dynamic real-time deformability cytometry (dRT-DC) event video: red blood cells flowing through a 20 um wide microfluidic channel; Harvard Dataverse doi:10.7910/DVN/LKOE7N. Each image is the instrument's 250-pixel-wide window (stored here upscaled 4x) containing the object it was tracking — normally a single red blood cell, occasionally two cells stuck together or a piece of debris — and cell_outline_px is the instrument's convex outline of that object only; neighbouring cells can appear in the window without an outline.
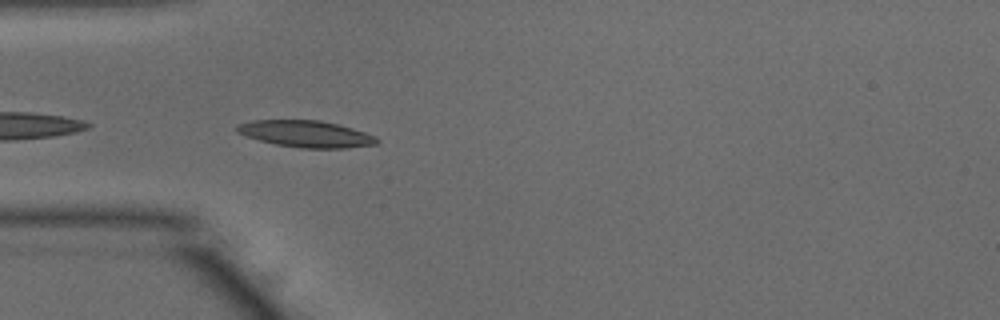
{"species": "common noctule bat (a hibernating species)", "species_latin": "Nyctalus noctula", "temperature_condition": "warm", "stored_images_in_passage": 9, "camera_frame_rate_fps": 3000, "um_per_image_px": 0.085, "animal": {"sex": "male", "body_mass_g": 15.6}, "frame": {"image": 1, "passage_image": 2, "time_ms": 0.333, "image_size_px": [1000, 320], "cell_outline_px": [[380, 140], [376, 144], [348, 148], [300, 148], [276, 144], [244, 136], [236, 132], [236, 128], [240, 124], [252, 120], [320, 120], [352, 128], [376, 136]], "centroid_in_image_um": [26.02, 11.38], "position_along_channel_um": 59.0, "area_um2": 21.68}}